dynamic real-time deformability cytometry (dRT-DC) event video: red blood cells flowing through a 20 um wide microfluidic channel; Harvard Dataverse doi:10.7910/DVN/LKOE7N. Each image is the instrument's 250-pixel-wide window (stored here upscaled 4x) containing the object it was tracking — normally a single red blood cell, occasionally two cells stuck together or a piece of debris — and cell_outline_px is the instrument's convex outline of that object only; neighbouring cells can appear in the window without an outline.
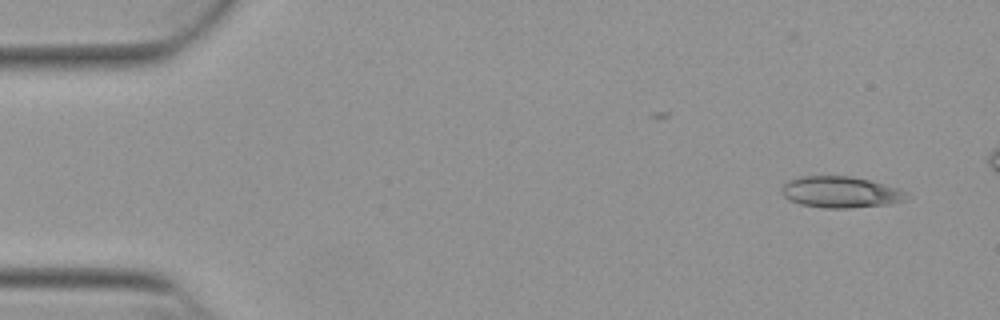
{"species": "Egyptian fruit bat (a non-hibernating species)", "species_latin": "Rousettus aegyptiacus", "temperature_condition": "warm", "stored_images_in_passage": 47, "camera_frame_rate_fps": 3000, "um_per_image_px": 0.085, "animal": {"sex": "female"}, "frame": {"image": 1, "passage_image": 2, "time_ms": 0.333, "image_size_px": [1000, 320], "cell_outline_px": [[912, 196], [908, 200], [892, 204], [852, 208], [824, 208], [800, 204], [784, 196], [780, 188], [788, 180], [796, 176], [852, 176], [872, 180], [900, 188], [908, 192]], "centroid_in_image_um": [71.54, 16.32], "position_along_channel_um": 13.5, "area_um2": 23.41}}
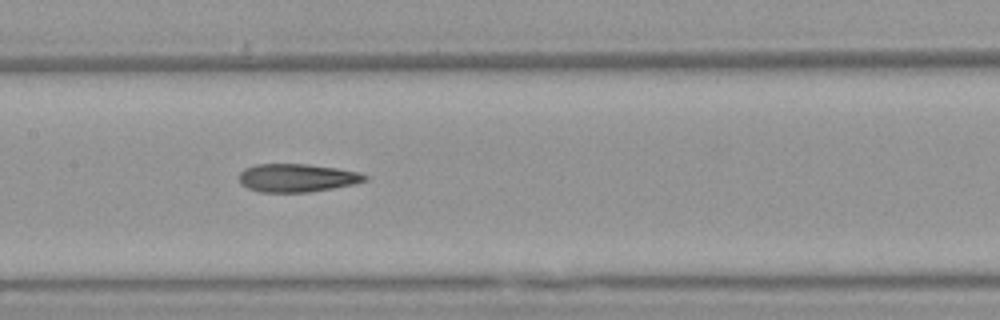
{"frame": {"image": 2, "passage_image": 24, "time_ms": 7.667, "image_size_px": [1000, 320], "cell_outline_px": [[368, 180], [352, 184], [332, 188], [308, 192], [260, 192], [248, 188], [240, 184], [240, 172], [244, 168], [256, 164], [308, 164], [336, 168], [360, 172], [368, 176]], "centroid_in_image_um": [25.23, 15.11], "position_along_channel_um": 182.2, "area_um2": 20.63}}
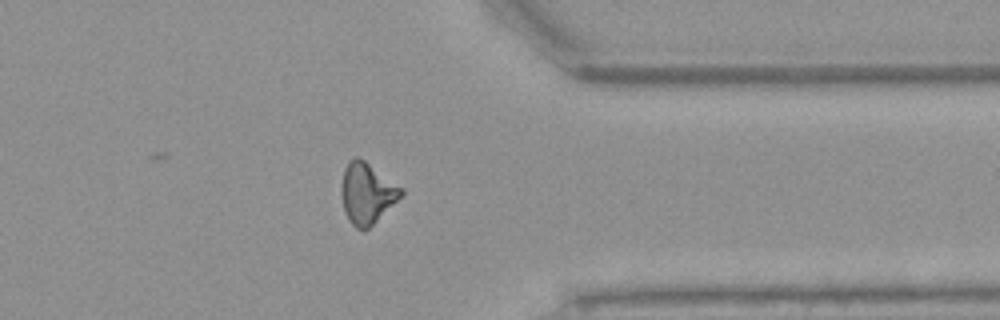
{"frame": {"image": 3, "passage_image": 40, "time_ms": 13.0, "image_size_px": [1000, 320], "cell_outline_px": [[404, 192], [368, 228], [356, 228], [348, 220], [344, 212], [340, 192], [340, 188], [344, 168], [356, 156], [360, 156], [404, 188]], "centroid_in_image_um": [31.16, 16.38], "position_along_channel_um": 380.2, "area_um2": 21.04}, "authors_computed_cell_mechanics": {"area_um2": 21.097, "velocity_mm_per_s": 3.8801, "shape_relaxation_time_tau1_ms": null, "shape_relaxation_time_tau2_ms": 3.2253, "deformation_change_tau1": null, "deformation_change_tau2": 0.1309}}